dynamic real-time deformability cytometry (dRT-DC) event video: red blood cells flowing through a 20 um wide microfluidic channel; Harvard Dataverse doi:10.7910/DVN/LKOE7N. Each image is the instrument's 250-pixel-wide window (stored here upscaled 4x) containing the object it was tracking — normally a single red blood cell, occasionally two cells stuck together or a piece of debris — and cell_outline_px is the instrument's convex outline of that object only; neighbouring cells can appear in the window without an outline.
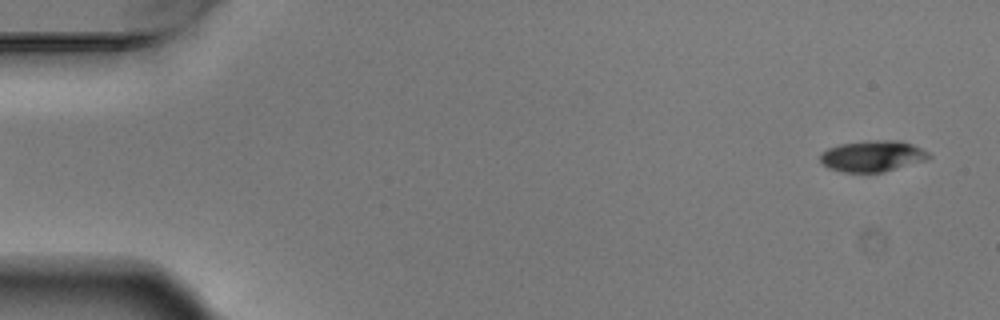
{"species": "Egyptian fruit bat (a non-hibernating species)", "species_latin": "Rousettus aegyptiacus", "temperature_condition": "warm", "stored_images_in_passage": 4, "camera_frame_rate_fps": 3000, "um_per_image_px": 0.085, "animal": {"sex": "male"}, "frame": {"image": 1, "passage_image": 4, "time_ms": 1.0, "image_size_px": [1000, 320], "cell_outline_px": [[932, 156], [928, 160], [884, 172], [844, 172], [828, 168], [820, 160], [820, 156], [828, 148], [840, 144], [868, 140], [900, 140], [912, 144], [928, 152]], "centroid_in_image_um": [74.21, 13.26], "position_along_channel_um": 10.8, "area_um2": 19.77}}